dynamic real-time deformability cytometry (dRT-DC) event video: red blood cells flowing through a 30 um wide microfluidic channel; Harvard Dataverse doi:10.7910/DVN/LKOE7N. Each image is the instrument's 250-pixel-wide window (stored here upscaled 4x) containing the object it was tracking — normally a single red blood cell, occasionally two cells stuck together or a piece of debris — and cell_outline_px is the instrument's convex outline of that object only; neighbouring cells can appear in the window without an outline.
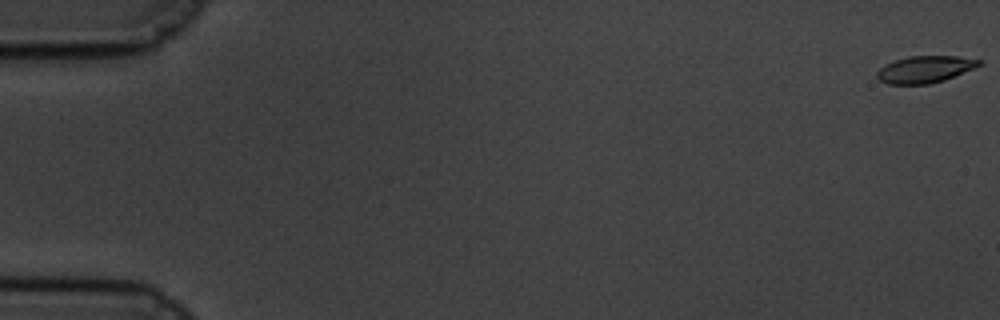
{"species": "common noctule bat (a hibernating species)", "species_latin": "Nyctalus noctula", "temperature_condition": "cold", "stored_images_in_passage": 13, "camera_frame_rate_fps": 3000, "um_per_image_px": 0.085, "animal": {"sex": "male", "body_mass_g": 19.5, "forearm_length_mm": 54.6}, "frame": {"image": 1, "passage_image": 1, "time_ms": 0.0, "image_size_px": [1000, 320], "cell_outline_px": [[984, 64], [944, 80], [928, 84], [888, 84], [880, 80], [876, 76], [876, 72], [880, 68], [896, 60], [908, 56], [956, 56], [984, 60]], "centroid_in_image_um": [78.66, 5.89], "position_along_channel_um": 6.3, "area_um2": 15.95}}